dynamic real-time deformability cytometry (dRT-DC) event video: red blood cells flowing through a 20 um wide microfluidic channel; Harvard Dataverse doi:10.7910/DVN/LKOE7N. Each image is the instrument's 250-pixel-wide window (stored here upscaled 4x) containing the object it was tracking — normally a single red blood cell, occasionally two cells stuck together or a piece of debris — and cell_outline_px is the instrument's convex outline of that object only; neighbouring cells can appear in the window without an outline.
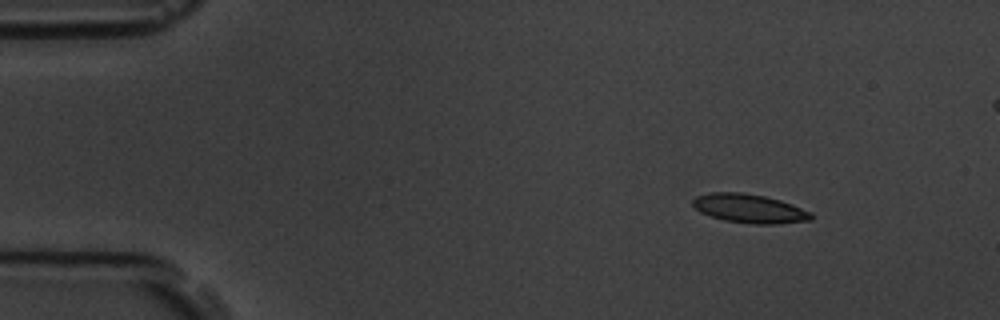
{"species": "common noctule bat (a hibernating species)", "species_latin": "Nyctalus noctula", "temperature_condition": "room temperature", "stored_images_in_passage": 4, "camera_frame_rate_fps": 3000, "um_per_image_px": 0.085, "animal": {"sex": "male", "body_mass_g": 19.5, "forearm_length_mm": 54.6}, "frame": {"image": 1, "passage_image": 1, "time_ms": 0.0, "image_size_px": [1000, 320], "cell_outline_px": [[812, 220], [776, 224], [752, 224], [724, 220], [700, 212], [692, 204], [692, 200], [696, 196], [712, 192], [744, 192], [764, 196], [780, 200], [792, 204], [812, 212]], "centroid_in_image_um": [63.71, 17.72], "position_along_channel_um": 21.3, "area_um2": 19.94}}